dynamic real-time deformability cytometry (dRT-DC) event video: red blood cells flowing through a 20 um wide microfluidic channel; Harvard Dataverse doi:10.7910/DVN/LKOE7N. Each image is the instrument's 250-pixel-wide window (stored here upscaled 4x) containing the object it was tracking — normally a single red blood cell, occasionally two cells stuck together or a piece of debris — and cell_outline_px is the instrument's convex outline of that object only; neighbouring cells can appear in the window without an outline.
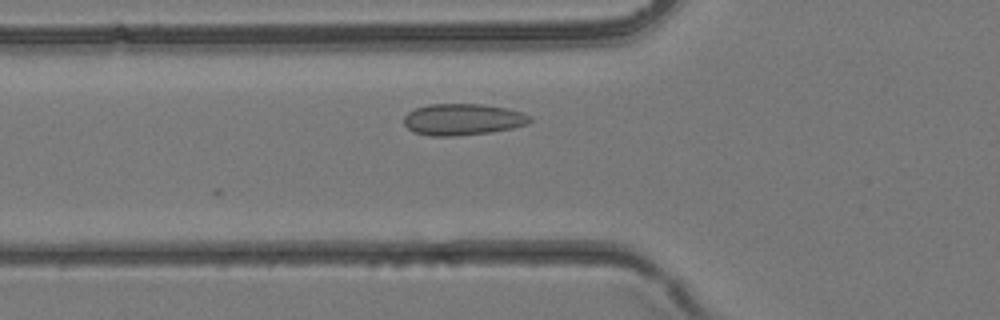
{"species": "common noctule bat (a hibernating species)", "species_latin": "Nyctalus noctula", "temperature_condition": "room temperature", "stored_images_in_passage": 10, "camera_frame_rate_fps": 3000, "um_per_image_px": 0.085, "animal": {"sex": "female", "body_mass_g": 24.6, "forearm_length_mm": 56.2}, "frame": {"image": 1, "passage_image": 8, "time_ms": 2.333, "image_size_px": [1000, 320], "cell_outline_px": [[532, 120], [528, 124], [512, 128], [492, 132], [456, 136], [428, 136], [412, 132], [404, 124], [404, 116], [408, 112], [416, 108], [428, 104], [484, 104], [504, 108], [520, 112], [532, 116]], "centroid_in_image_um": [39.32, 10.16], "position_along_channel_um": 86.5, "area_um2": 23.29}}
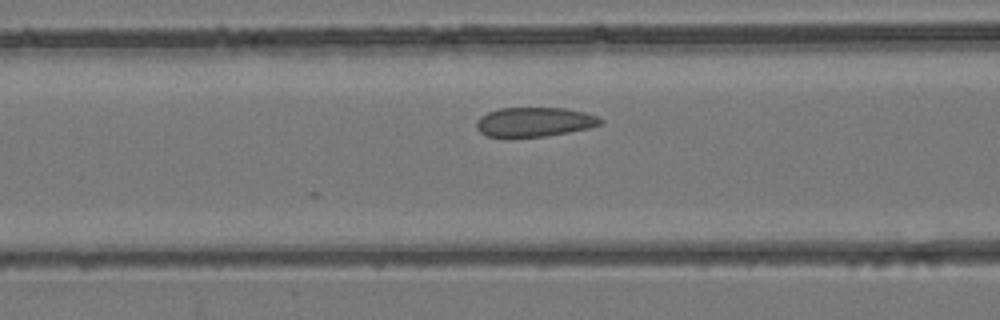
{"frame": {"image": 2, "passage_image": 10, "time_ms": 3.0, "image_size_px": [1000, 320], "cell_outline_px": [[604, 124], [588, 128], [568, 132], [544, 136], [488, 136], [480, 132], [476, 128], [476, 120], [480, 116], [488, 112], [500, 108], [564, 108], [584, 112], [596, 116], [604, 120]], "centroid_in_image_um": [45.44, 10.35], "position_along_channel_um": 121.2, "area_um2": 21.04}}